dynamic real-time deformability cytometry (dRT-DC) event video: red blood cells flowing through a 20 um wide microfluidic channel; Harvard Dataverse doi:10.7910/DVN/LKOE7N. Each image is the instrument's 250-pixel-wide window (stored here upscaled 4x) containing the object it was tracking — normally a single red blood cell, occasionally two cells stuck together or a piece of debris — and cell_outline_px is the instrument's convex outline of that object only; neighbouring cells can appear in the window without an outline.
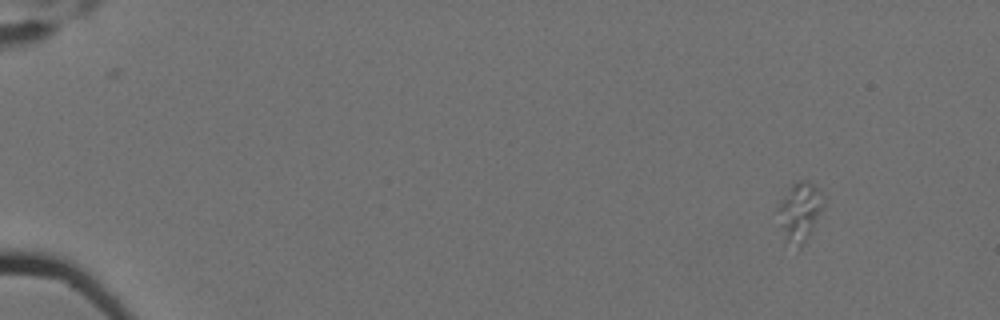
{"species": "Egyptian fruit bat (a non-hibernating species)", "species_latin": "Rousettus aegyptiacus", "temperature_condition": "cold", "stored_images_in_passage": 5, "camera_frame_rate_fps": 3000, "um_per_image_px": 0.085, "animal": {"sex": "female"}, "frame": {"image": 1, "passage_image": 1, "time_ms": 0.0, "image_size_px": [1000, 320], "cell_outline_px": [[824, 204], [808, 236], [800, 248], [784, 244], [780, 228], [776, 208], [780, 200], [792, 184], [800, 180], [804, 180], [812, 184], [816, 188]], "centroid_in_image_um": [67.88, 18.06], "position_along_channel_um": 17.1, "area_um2": 15.49}}